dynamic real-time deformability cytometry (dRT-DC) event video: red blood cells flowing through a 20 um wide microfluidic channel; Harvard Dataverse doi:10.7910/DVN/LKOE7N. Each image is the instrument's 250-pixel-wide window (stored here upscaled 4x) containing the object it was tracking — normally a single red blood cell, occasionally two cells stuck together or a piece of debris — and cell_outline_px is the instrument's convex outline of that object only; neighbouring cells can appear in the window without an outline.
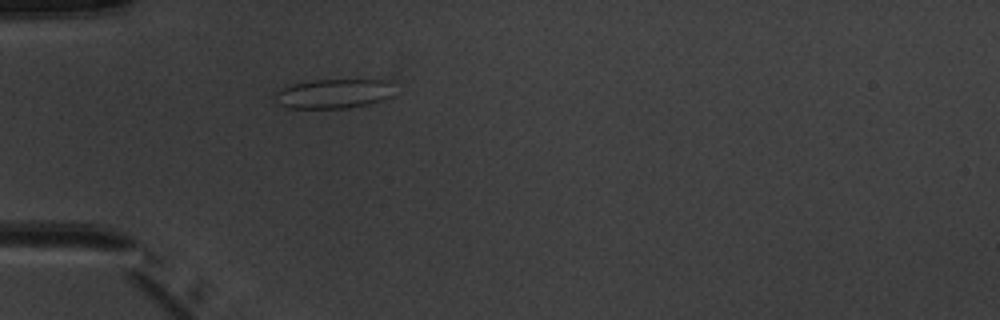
{"species": "common noctule bat (a hibernating species)", "species_latin": "Nyctalus noctula", "temperature_condition": "warm", "stored_images_in_passage": 1, "camera_frame_rate_fps": 3000, "um_per_image_px": 0.085, "animal": {"sex": "male", "body_mass_g": 20.1, "forearm_length_mm": 53.5}, "frame": {"image": 1, "passage_image": 1, "time_ms": 0.0, "image_size_px": [1000, 320], "cell_outline_px": [[392, 96], [368, 104], [348, 108], [288, 108], [276, 104], [272, 100], [272, 92], [292, 84], [312, 80], [384, 80]], "centroid_in_image_um": [28.15, 7.98], "position_along_channel_um": 56.8, "area_um2": 20.35}}